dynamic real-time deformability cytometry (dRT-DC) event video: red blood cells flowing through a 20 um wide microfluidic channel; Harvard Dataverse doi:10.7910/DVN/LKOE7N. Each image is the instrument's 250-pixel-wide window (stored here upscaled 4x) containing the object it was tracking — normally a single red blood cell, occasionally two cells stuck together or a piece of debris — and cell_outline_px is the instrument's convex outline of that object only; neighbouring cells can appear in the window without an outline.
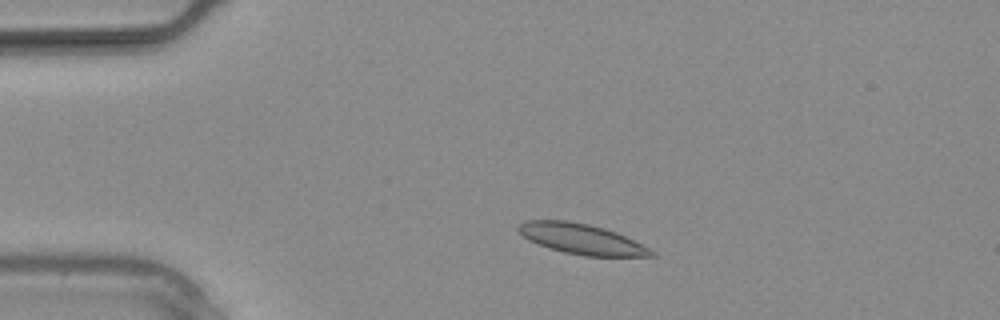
{"species": "common noctule bat (a hibernating species)", "species_latin": "Nyctalus noctula", "temperature_condition": "warm", "stored_images_in_passage": 14, "camera_frame_rate_fps": 3000, "um_per_image_px": 0.085, "animal": {"sex": "male", "body_mass_g": 20.4}, "frame": {"image": 1, "passage_image": 5, "time_ms": 1.333, "image_size_px": [1000, 320], "cell_outline_px": [[656, 256], [584, 256], [564, 252], [548, 248], [528, 240], [516, 228], [524, 220], [568, 220], [588, 224], [604, 228], [616, 232], [656, 252]], "centroid_in_image_um": [49.39, 20.31], "position_along_channel_um": 35.6, "area_um2": 23.35}}
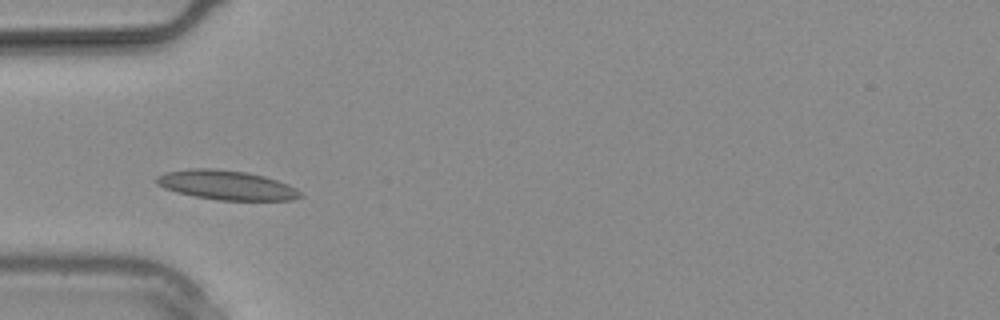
{"frame": {"image": 2, "passage_image": 8, "time_ms": 2.333, "image_size_px": [1000, 320], "cell_outline_px": [[304, 196], [292, 200], [220, 200], [192, 196], [176, 192], [164, 188], [156, 184], [156, 176], [164, 172], [188, 168], [212, 168], [248, 172], [264, 176], [288, 184], [304, 192]], "centroid_in_image_um": [19.25, 15.73], "position_along_channel_um": 65.8, "area_um2": 24.97}}